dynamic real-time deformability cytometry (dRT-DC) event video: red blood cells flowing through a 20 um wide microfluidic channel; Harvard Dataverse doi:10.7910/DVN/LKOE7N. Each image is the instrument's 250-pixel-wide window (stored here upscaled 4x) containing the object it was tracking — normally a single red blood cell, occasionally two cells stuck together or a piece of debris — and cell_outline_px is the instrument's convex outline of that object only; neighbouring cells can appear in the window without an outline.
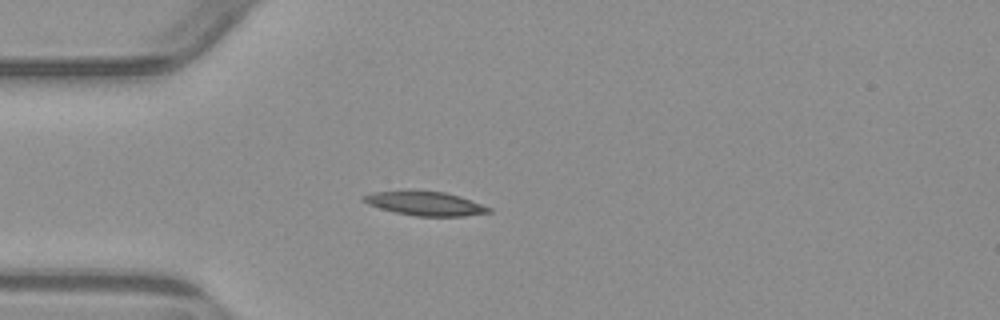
{"species": "common noctule bat (a hibernating species)", "species_latin": "Nyctalus noctula", "temperature_condition": "warm", "stored_images_in_passage": 3, "camera_frame_rate_fps": 3000, "um_per_image_px": 0.085, "animal": {"sex": "male", "body_mass_g": 23.1, "forearm_length_mm": 52.7}, "frame": {"image": 1, "passage_image": 3, "time_ms": 4.667, "image_size_px": [1000, 320], "cell_outline_px": [[492, 212], [464, 216], [416, 216], [396, 212], [380, 208], [368, 204], [360, 200], [360, 196], [372, 192], [408, 188], [444, 192], [460, 196], [492, 208]], "centroid_in_image_um": [36.06, 17.25], "position_along_channel_um": 48.9, "area_um2": 18.15}}